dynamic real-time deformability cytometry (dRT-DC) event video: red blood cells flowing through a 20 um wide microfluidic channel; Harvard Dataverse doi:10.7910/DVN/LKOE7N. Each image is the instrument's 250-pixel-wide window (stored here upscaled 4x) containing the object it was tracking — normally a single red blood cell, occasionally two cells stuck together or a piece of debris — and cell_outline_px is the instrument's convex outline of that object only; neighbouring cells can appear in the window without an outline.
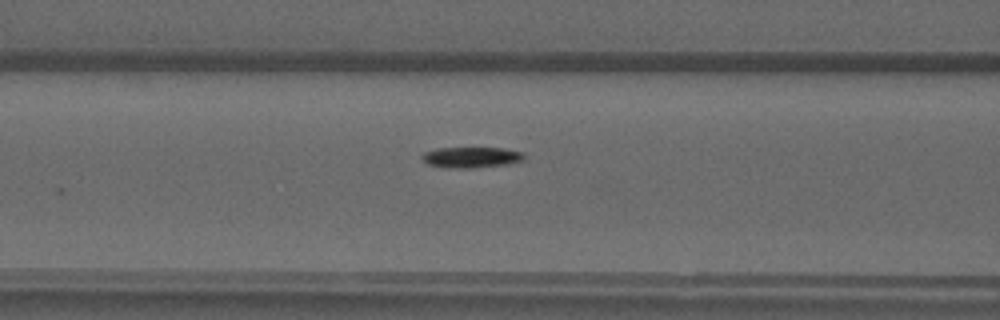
{"species": "common noctule bat (a hibernating species)", "species_latin": "Nyctalus noctula", "temperature_condition": "warm", "stored_images_in_passage": 9, "camera_frame_rate_fps": 3000, "um_per_image_px": 0.085, "animal": {"sex": "male", "forearm_length_mm": 52.5}, "frame": {"image": 1, "passage_image": 7, "time_ms": 2.0, "image_size_px": [1000, 320], "cell_outline_px": [[524, 160], [508, 164], [472, 168], [448, 168], [428, 164], [420, 156], [424, 152], [436, 148], [504, 148], [524, 152]], "centroid_in_image_um": [40.07, 13.37], "position_along_channel_um": 126.5, "area_um2": 12.43}}